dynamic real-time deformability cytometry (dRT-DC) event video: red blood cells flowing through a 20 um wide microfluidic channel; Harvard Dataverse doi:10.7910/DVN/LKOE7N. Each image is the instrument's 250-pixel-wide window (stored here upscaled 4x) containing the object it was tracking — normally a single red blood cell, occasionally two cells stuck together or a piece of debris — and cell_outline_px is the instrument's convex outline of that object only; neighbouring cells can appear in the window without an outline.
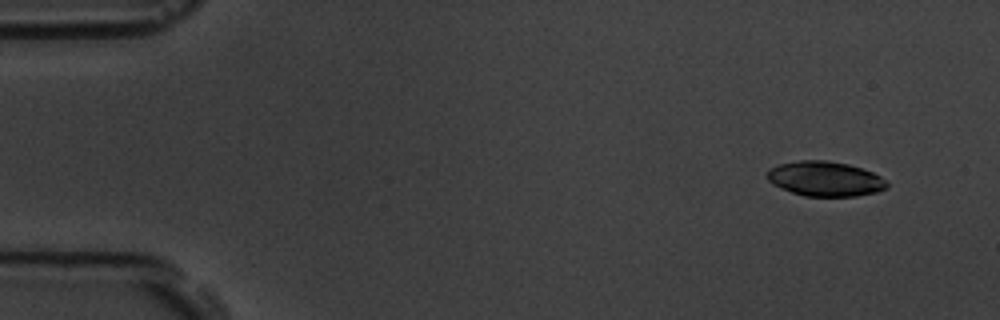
{"species": "common noctule bat (a hibernating species)", "species_latin": "Nyctalus noctula", "temperature_condition": "room temperature", "stored_images_in_passage": 17, "camera_frame_rate_fps": 3000, "um_per_image_px": 0.085, "animal": {"sex": "male", "body_mass_g": 19.5, "forearm_length_mm": 54.6}, "frame": {"image": 1, "passage_image": 2, "time_ms": 1.333, "image_size_px": [1000, 320], "cell_outline_px": [[888, 188], [876, 192], [856, 196], [804, 196], [780, 188], [772, 184], [768, 180], [768, 168], [780, 164], [800, 160], [828, 160], [848, 164], [872, 172], [880, 176], [888, 184]], "centroid_in_image_um": [70.12, 15.2], "position_along_channel_um": 14.9, "area_um2": 24.28}}
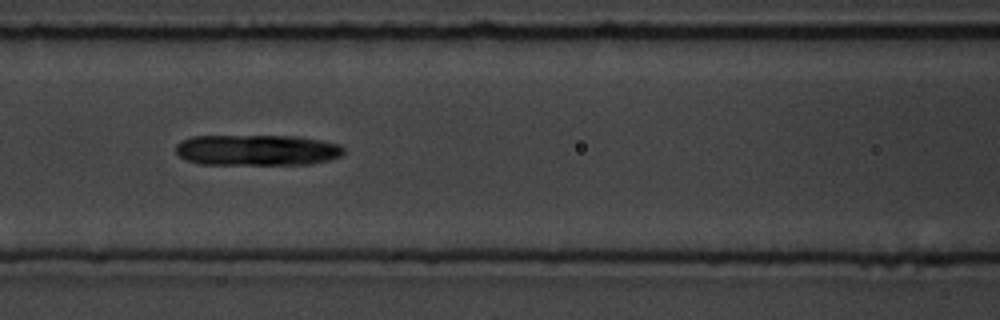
{"frame": {"image": 2, "passage_image": 8, "time_ms": 8.0, "image_size_px": [1000, 320], "cell_outline_px": [[344, 152], [340, 156], [328, 160], [312, 164], [200, 164], [184, 160], [176, 152], [176, 144], [180, 140], [192, 136], [296, 136], [320, 140], [340, 144], [344, 148]], "centroid_in_image_um": [21.82, 12.76], "position_along_channel_um": 144.8, "area_um2": 30.4}}